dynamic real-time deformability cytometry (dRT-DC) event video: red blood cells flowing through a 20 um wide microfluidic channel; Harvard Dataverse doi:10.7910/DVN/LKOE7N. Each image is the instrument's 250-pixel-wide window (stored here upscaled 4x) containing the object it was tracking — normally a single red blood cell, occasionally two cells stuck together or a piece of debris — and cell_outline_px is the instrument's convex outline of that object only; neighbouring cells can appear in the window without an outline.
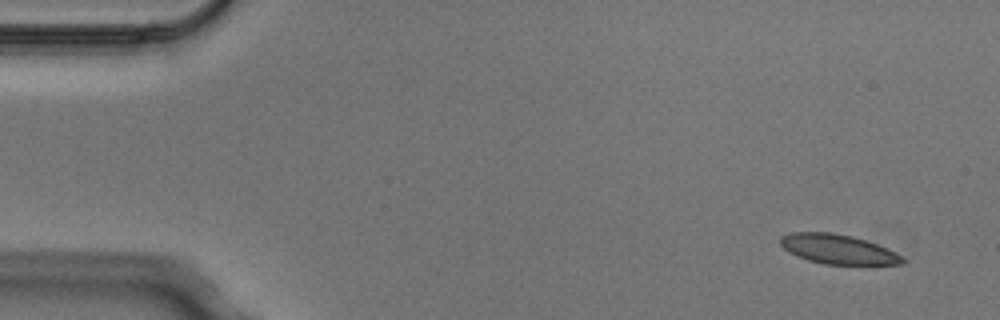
{"species": "Egyptian fruit bat (a non-hibernating species)", "species_latin": "Rousettus aegyptiacus", "temperature_condition": "cold", "stored_images_in_passage": 5, "segment_of_instrument_passage": [2, 2], "camera_frame_rate_fps": 3000, "um_per_image_px": 0.085, "animal": {"sex": "male"}, "frame": {"image": 1, "passage_image": 5, "time_ms": 1.333, "image_size_px": [1000, 320], "cell_outline_px": [[904, 264], [824, 264], [808, 260], [796, 256], [788, 252], [780, 244], [780, 236], [792, 232], [828, 232], [852, 236], [888, 248], [904, 256]], "centroid_in_image_um": [71.21, 21.18], "position_along_channel_um": 13.8, "area_um2": 20.98}}